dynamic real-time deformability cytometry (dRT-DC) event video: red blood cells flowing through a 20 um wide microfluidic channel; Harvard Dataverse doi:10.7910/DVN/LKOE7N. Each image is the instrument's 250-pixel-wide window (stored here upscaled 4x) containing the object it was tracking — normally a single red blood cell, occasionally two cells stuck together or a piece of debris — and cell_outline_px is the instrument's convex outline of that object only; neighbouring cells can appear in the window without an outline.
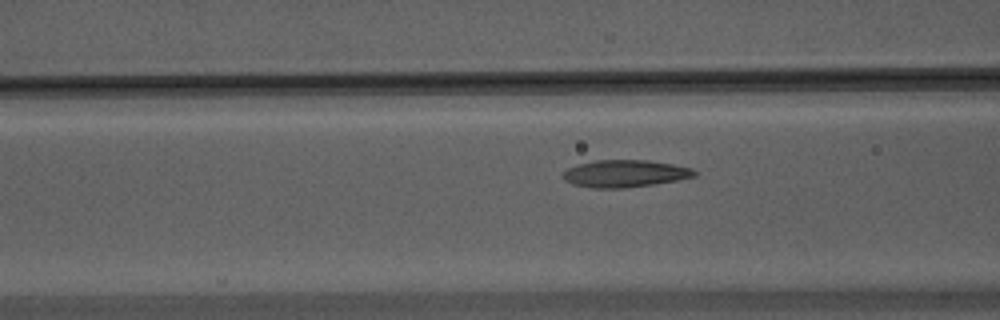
{"species": "Egyptian fruit bat (a non-hibernating species)", "species_latin": "Rousettus aegyptiacus", "temperature_condition": "warm", "stored_images_in_passage": 56, "camera_frame_rate_fps": 3000, "um_per_image_px": 0.085, "animal": {"sex": "male"}, "frame": {"image": 1, "passage_image": 22, "time_ms": 7.0, "image_size_px": [1000, 320], "cell_outline_px": [[696, 176], [676, 180], [652, 184], [624, 188], [596, 188], [576, 184], [564, 180], [564, 172], [568, 168], [580, 164], [596, 160], [648, 160], [672, 164], [692, 168], [696, 172]], "centroid_in_image_um": [53.15, 14.74], "position_along_channel_um": 113.5, "area_um2": 20.46}}
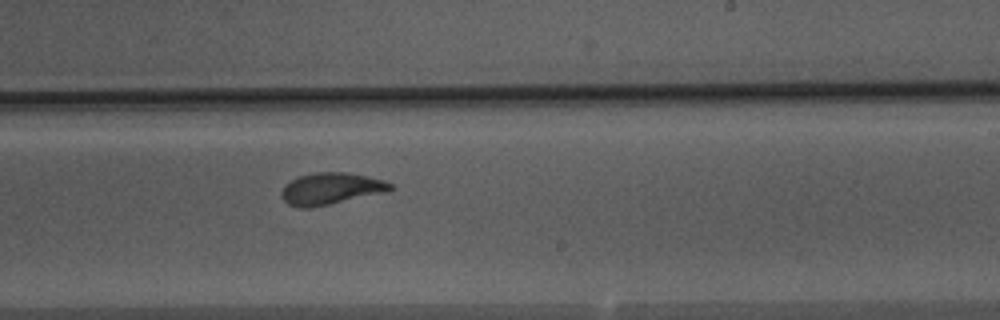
{"frame": {"image": 2, "passage_image": 34, "time_ms": 11.0, "image_size_px": [1000, 320], "cell_outline_px": [[396, 188], [388, 192], [308, 208], [296, 208], [288, 204], [280, 196], [280, 192], [284, 184], [300, 176], [316, 172], [348, 172], [384, 180], [392, 184]], "centroid_in_image_um": [28.13, 16.04], "position_along_channel_um": 260.9, "area_um2": 20.29}}
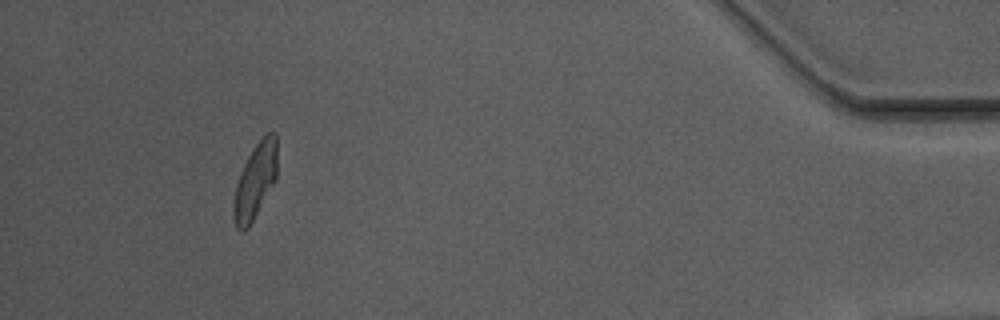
{"frame": {"image": 3, "passage_image": 52, "time_ms": 17.0, "image_size_px": [1000, 320], "cell_outline_px": [[276, 180], [248, 228], [244, 232], [240, 232], [236, 228], [232, 208], [236, 184], [240, 172], [252, 148], [268, 132], [276, 132]], "centroid_in_image_um": [21.67, 15.42], "position_along_channel_um": 413.5, "area_um2": 19.07}, "authors_computed_cell_mechanics": {"area_um2": 20.1433, "velocity_mm_per_s": 3.6885, "shape_relaxation_time_tau1_ms": 5.6247, "shape_relaxation_time_tau2_ms": 1.6049, "deformation_change_tau1": 0.1996, "deformation_change_tau2": 0.0876}}